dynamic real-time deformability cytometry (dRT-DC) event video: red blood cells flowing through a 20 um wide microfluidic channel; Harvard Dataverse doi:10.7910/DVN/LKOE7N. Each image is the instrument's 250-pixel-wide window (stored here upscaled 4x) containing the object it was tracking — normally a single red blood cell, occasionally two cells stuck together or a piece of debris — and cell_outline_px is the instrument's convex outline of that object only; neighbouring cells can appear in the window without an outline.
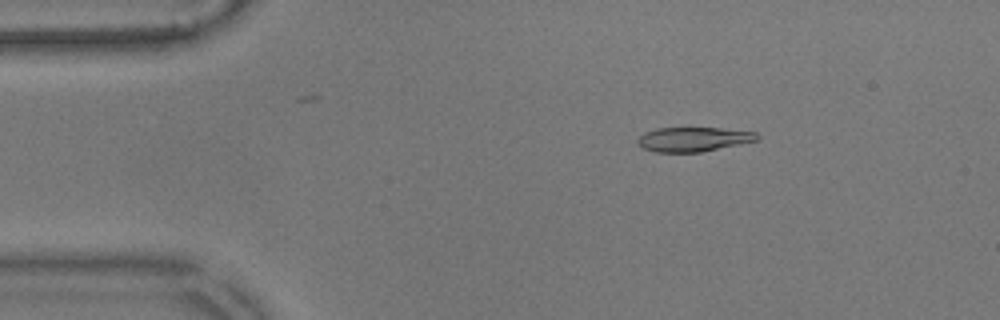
{"species": "common noctule bat (a hibernating species)", "species_latin": "Nyctalus noctula", "temperature_condition": "warm", "stored_images_in_passage": 56, "camera_frame_rate_fps": 3000, "um_per_image_px": 0.085, "animal": {"sex": "male", "body_mass_g": 17.9}, "frame": {"image": 1, "passage_image": 9, "time_ms": 2.667, "image_size_px": [1000, 320], "cell_outline_px": [[760, 136], [756, 140], [700, 152], [656, 152], [644, 148], [636, 144], [636, 140], [644, 132], [656, 128], [720, 128], [756, 132]], "centroid_in_image_um": [58.88, 11.83], "position_along_channel_um": 26.1, "area_um2": 16.82}}
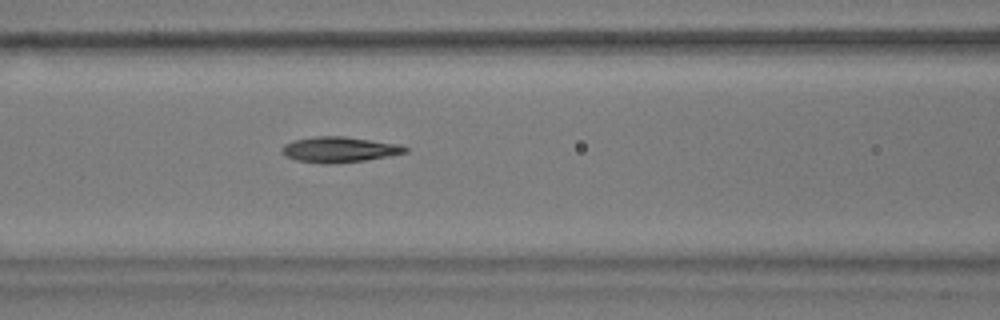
{"frame": {"image": 2, "passage_image": 23, "time_ms": 7.333, "image_size_px": [1000, 320], "cell_outline_px": [[408, 152], [364, 160], [332, 164], [324, 164], [296, 160], [284, 156], [280, 152], [280, 148], [284, 144], [292, 140], [316, 136], [344, 136], [396, 144], [408, 148]], "centroid_in_image_um": [28.74, 12.71], "position_along_channel_um": 137.9, "area_um2": 18.32}}
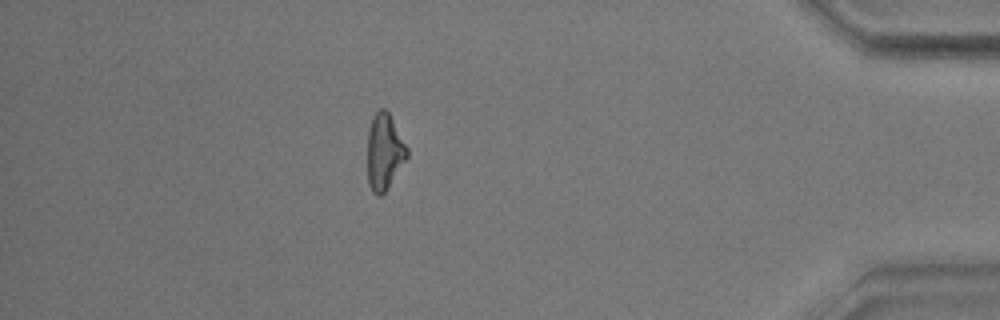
{"frame": {"image": 3, "passage_image": 49, "time_ms": 16.0, "image_size_px": [1000, 320], "cell_outline_px": [[408, 156], [384, 192], [380, 196], [376, 196], [372, 192], [368, 184], [368, 128], [372, 116], [380, 108], [384, 108], [388, 112], [408, 148]], "centroid_in_image_um": [32.65, 12.89], "position_along_channel_um": 402.5, "area_um2": 17.4}, "authors_computed_cell_mechanics": {"area_um2": 18.0336, "velocity_mm_per_s": 3.5899, "shape_relaxation_time_tau1_ms": 3.4368, "shape_relaxation_time_tau2_ms": 3.7269, "deformation_change_tau1": 0.1451, "deformation_change_tau2": 0.1257}}